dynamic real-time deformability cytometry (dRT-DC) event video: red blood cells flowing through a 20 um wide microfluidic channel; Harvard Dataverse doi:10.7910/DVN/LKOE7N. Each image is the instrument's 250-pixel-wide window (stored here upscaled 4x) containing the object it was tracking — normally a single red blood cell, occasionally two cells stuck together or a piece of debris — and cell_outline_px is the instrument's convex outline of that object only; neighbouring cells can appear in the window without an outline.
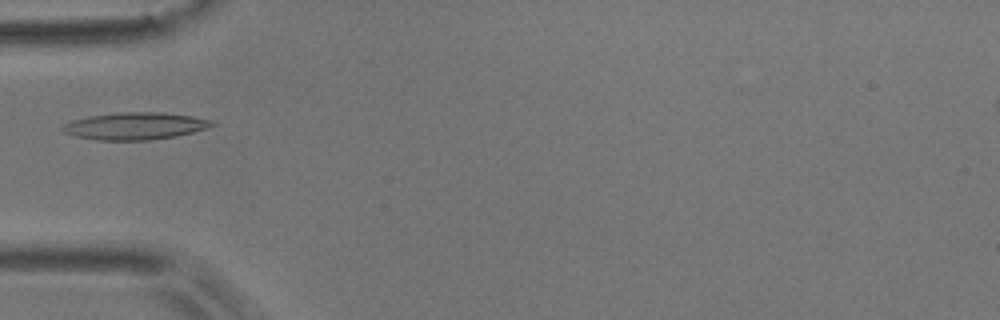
{"species": "common noctule bat (a hibernating species)", "species_latin": "Nyctalus noctula", "temperature_condition": "room temperature", "stored_images_in_passage": 5, "camera_frame_rate_fps": 3000, "um_per_image_px": 0.085, "animal": {"sex": "male", "body_mass_g": 17.9}, "frame": {"image": 1, "passage_image": 4, "time_ms": 1.0, "image_size_px": [1000, 320], "cell_outline_px": [[216, 124], [192, 132], [176, 136], [148, 140], [96, 140], [76, 136], [64, 132], [60, 128], [60, 124], [72, 120], [88, 116], [120, 112], [160, 112], [192, 116], [212, 120]], "centroid_in_image_um": [11.42, 10.7], "position_along_channel_um": 73.6, "area_um2": 23.64}}
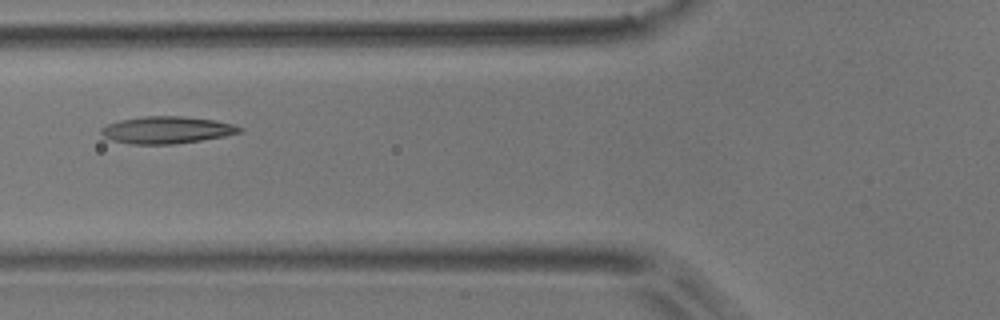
{"frame": {"image": 2, "passage_image": 5, "time_ms": 1.333, "image_size_px": [1000, 320], "cell_outline_px": [[244, 132], [224, 136], [176, 144], [132, 144], [112, 140], [104, 136], [100, 132], [100, 128], [108, 124], [120, 120], [144, 116], [180, 116], [216, 120], [232, 124], [244, 128]], "centroid_in_image_um": [14.2, 11.04], "position_along_channel_um": 111.6, "area_um2": 21.85}}